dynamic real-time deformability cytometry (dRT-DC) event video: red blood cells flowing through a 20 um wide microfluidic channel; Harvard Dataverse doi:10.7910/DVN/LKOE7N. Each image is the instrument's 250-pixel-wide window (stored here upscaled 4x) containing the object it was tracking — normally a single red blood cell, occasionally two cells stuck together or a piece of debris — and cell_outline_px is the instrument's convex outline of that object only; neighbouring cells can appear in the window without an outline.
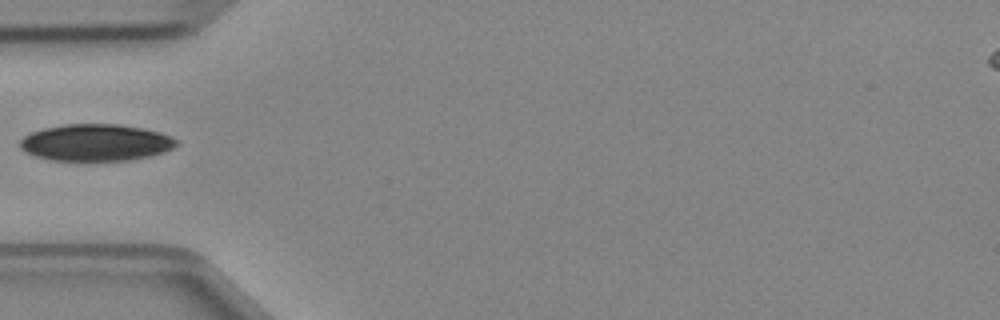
{"species": "Egyptian fruit bat (a non-hibernating species)", "species_latin": "Rousettus aegyptiacus", "temperature_condition": "cold", "stored_images_in_passage": 2, "camera_frame_rate_fps": 3000, "um_per_image_px": 0.085, "animal": {"sex": "female"}, "frame": {"image": 1, "passage_image": 2, "time_ms": 0.333, "image_size_px": [1000, 320], "cell_outline_px": [[176, 144], [172, 148], [148, 156], [128, 160], [52, 160], [36, 156], [24, 152], [20, 148], [20, 140], [24, 136], [32, 132], [44, 128], [68, 124], [116, 124], [140, 128], [160, 132], [176, 140]], "centroid_in_image_um": [8.08, 12.11], "position_along_channel_um": 76.9, "area_um2": 33.0}}